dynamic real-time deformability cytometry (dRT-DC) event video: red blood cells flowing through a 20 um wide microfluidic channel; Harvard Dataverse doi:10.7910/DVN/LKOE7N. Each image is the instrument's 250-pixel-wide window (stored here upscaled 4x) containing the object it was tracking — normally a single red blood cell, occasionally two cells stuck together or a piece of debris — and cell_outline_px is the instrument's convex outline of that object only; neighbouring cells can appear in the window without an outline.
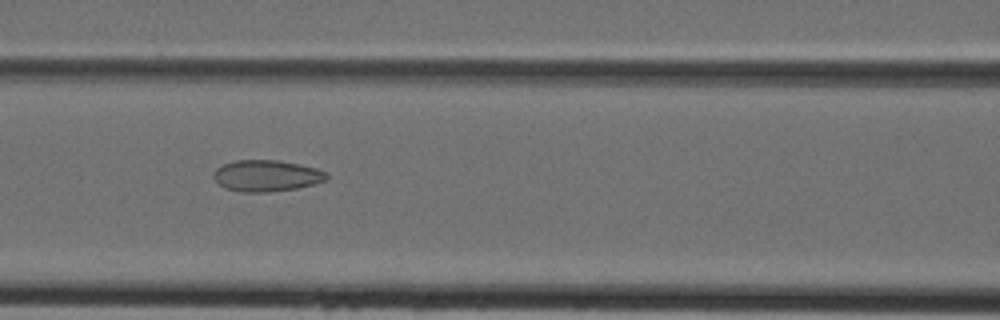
{"species": "Egyptian fruit bat (a non-hibernating species)", "species_latin": "Rousettus aegyptiacus", "temperature_condition": "cold", "stored_images_in_passage": 34, "camera_frame_rate_fps": 3000, "um_per_image_px": 0.085, "animal": {"sex": "female"}, "frame": {"image": 1, "passage_image": 8, "time_ms": 2.333, "image_size_px": [1000, 320], "cell_outline_px": [[328, 180], [296, 188], [268, 192], [240, 192], [224, 188], [212, 176], [212, 172], [216, 168], [224, 164], [236, 160], [276, 160], [300, 164], [316, 168], [324, 172], [328, 176]], "centroid_in_image_um": [22.62, 14.94], "position_along_channel_um": 144.0, "area_um2": 20.63}}
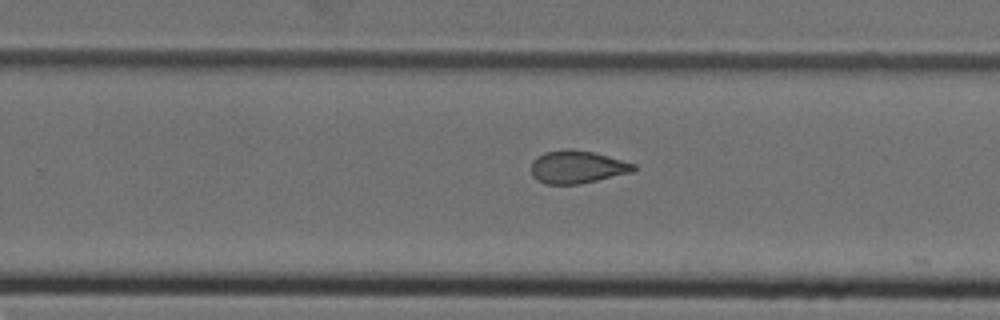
{"frame": {"image": 2, "passage_image": 17, "time_ms": 5.333, "image_size_px": [1000, 320], "cell_outline_px": [[636, 168], [632, 172], [580, 184], [544, 184], [536, 180], [532, 176], [532, 160], [536, 156], [544, 152], [564, 148], [572, 148], [592, 152], [608, 156], [636, 164]], "centroid_in_image_um": [49.02, 14.18], "position_along_channel_um": 280.8, "area_um2": 19.77}}
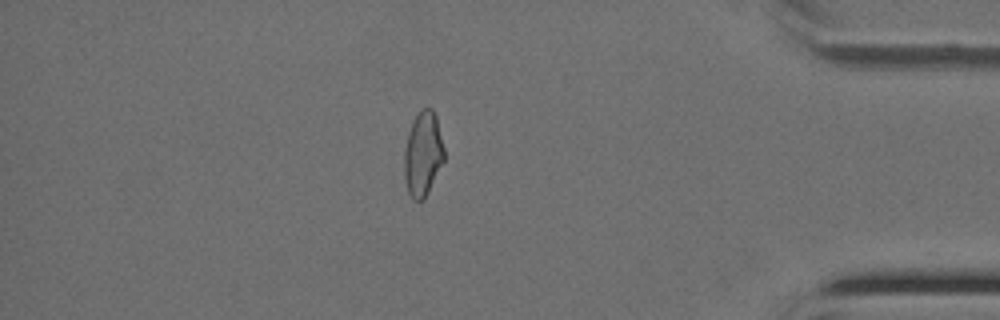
{"frame": {"image": 3, "passage_image": 27, "time_ms": 8.667, "image_size_px": [1000, 320], "cell_outline_px": [[444, 160], [424, 200], [412, 200], [408, 192], [404, 176], [404, 152], [408, 132], [416, 116], [424, 108], [432, 108], [436, 116], [444, 148]], "centroid_in_image_um": [35.94, 13.11], "position_along_channel_um": 399.3, "area_um2": 19.48}}